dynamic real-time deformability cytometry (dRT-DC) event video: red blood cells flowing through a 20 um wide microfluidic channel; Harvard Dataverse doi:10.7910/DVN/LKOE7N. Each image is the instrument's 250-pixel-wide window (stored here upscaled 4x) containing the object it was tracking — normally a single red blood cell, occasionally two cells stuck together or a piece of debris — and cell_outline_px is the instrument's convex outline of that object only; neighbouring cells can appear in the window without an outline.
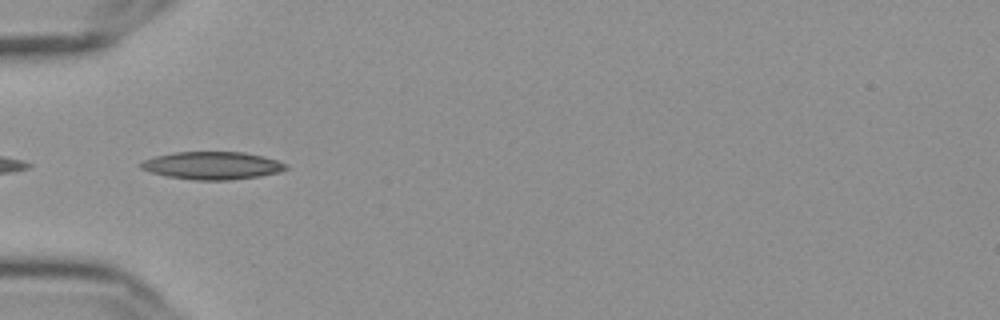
{"species": "Egyptian fruit bat (a non-hibernating species)", "species_latin": "Rousettus aegyptiacus", "temperature_condition": "cold", "stored_images_in_passage": 4, "camera_frame_rate_fps": 3000, "um_per_image_px": 0.085, "frame": {"image": 1, "passage_image": 1, "time_ms": 0.0, "image_size_px": [1000, 320], "cell_outline_px": [[288, 168], [280, 172], [260, 176], [232, 180], [192, 180], [168, 176], [152, 172], [140, 168], [140, 164], [144, 160], [156, 156], [176, 152], [244, 152], [264, 156], [276, 160], [284, 164]], "centroid_in_image_um": [18.06, 14.07], "position_along_channel_um": 66.9, "area_um2": 23.29}}